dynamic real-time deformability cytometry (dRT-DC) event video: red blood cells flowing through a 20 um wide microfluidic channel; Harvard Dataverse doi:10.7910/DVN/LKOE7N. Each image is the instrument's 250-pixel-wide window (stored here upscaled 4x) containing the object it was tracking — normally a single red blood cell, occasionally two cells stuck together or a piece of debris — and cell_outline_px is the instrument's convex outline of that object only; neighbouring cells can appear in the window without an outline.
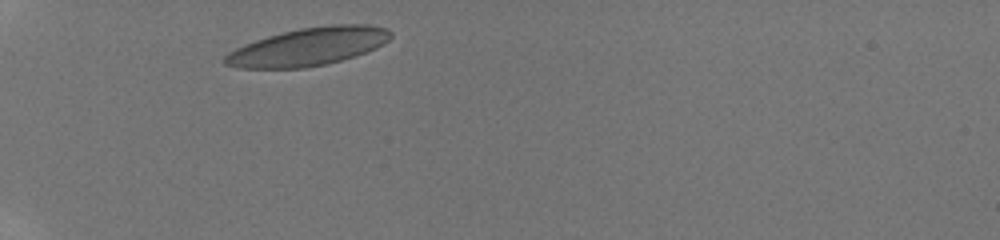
{"species": "human", "species_latin": "Homo sapiens", "temperature_condition": "room temperature", "stored_images_in_passage": 7, "camera_frame_rate_fps": 3000, "um_per_image_px": 0.085, "donor": {"sex": "male"}, "frame": {"image": 1, "passage_image": 1, "time_ms": 0.0, "image_size_px": [1000, 240], "cell_outline_px": [[392, 36], [388, 40], [376, 48], [356, 56], [324, 64], [304, 68], [240, 68], [224, 64], [220, 60], [228, 52], [244, 44], [268, 36], [300, 28], [332, 24], [368, 24], [388, 28], [392, 32]], "centroid_in_image_um": [26.21, 3.96], "position_along_channel_um": 58.8, "area_um2": 36.7}}
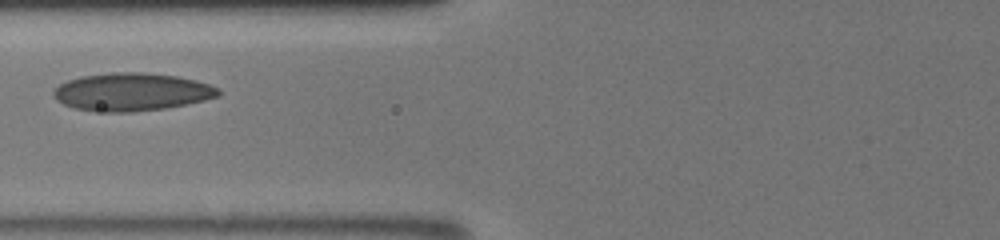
{"frame": {"image": 2, "passage_image": 3, "time_ms": 2.0, "image_size_px": [1000, 240], "cell_outline_px": [[220, 96], [204, 100], [164, 108], [132, 112], [104, 112], [76, 108], [64, 104], [56, 100], [52, 96], [52, 92], [60, 84], [68, 80], [80, 76], [112, 72], [144, 72], [176, 76], [196, 80], [220, 88]], "centroid_in_image_um": [11.19, 7.8], "position_along_channel_um": 114.6, "area_um2": 36.36}}
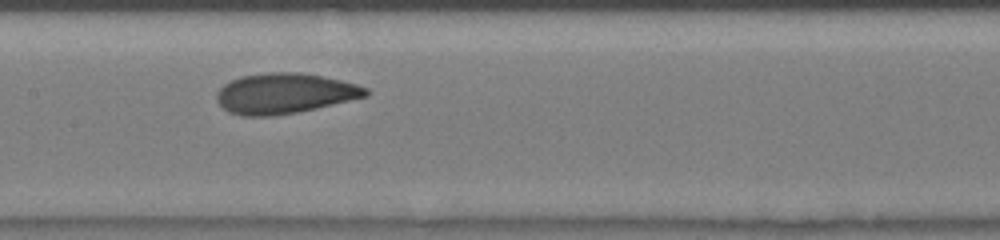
{"frame": {"image": 3, "passage_image": 5, "time_ms": 3.667, "image_size_px": [1000, 240], "cell_outline_px": [[368, 96], [316, 108], [296, 112], [272, 116], [240, 116], [228, 112], [216, 100], [216, 92], [224, 84], [240, 76], [268, 72], [300, 72], [340, 80], [356, 84], [368, 88]], "centroid_in_image_um": [24.16, 7.94], "position_along_channel_um": 183.2, "area_um2": 35.03}}